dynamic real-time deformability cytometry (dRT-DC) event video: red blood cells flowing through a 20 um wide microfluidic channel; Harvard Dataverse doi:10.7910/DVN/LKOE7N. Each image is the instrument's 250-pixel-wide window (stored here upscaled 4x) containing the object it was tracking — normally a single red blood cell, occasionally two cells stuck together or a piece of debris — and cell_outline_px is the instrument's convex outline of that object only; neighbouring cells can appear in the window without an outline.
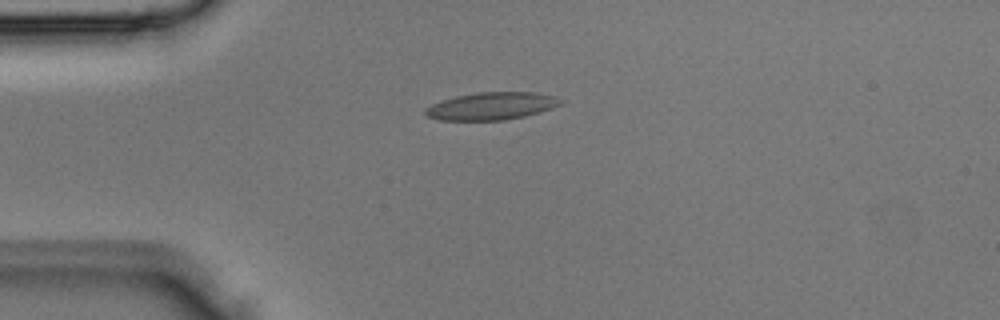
{"species": "Egyptian fruit bat (a non-hibernating species)", "species_latin": "Rousettus aegyptiacus", "temperature_condition": "room temperature", "stored_images_in_passage": 2, "camera_frame_rate_fps": 3000, "um_per_image_px": 0.085, "animal": {"sex": "male"}, "frame": {"image": 1, "passage_image": 1, "time_ms": 0.0, "image_size_px": [1000, 320], "cell_outline_px": [[564, 100], [560, 104], [540, 112], [524, 116], [504, 120], [440, 120], [424, 116], [424, 108], [432, 104], [456, 96], [480, 92], [536, 92], [556, 96]], "centroid_in_image_um": [41.77, 9.01], "position_along_channel_um": 43.2, "area_um2": 21.68}}